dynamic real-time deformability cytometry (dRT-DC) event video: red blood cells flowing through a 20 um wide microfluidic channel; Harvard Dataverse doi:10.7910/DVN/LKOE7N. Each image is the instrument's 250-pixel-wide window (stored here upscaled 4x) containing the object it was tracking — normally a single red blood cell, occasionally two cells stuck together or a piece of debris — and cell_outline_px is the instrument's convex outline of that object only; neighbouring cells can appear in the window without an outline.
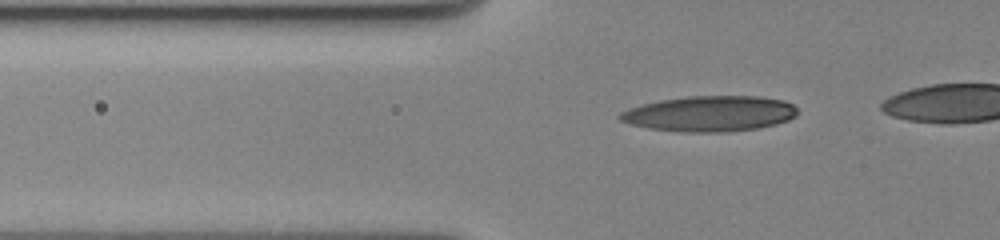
{"species": "human", "species_latin": "Homo sapiens", "temperature_condition": "cold", "stored_images_in_passage": 37, "camera_frame_rate_fps": 3000, "um_per_image_px": 0.085, "donor": {"sex": "female"}, "frame": {"image": 1, "passage_image": 5, "time_ms": 1.333, "image_size_px": [1000, 240], "cell_outline_px": [[796, 116], [788, 120], [776, 124], [756, 128], [724, 132], [684, 132], [648, 128], [628, 124], [620, 120], [616, 116], [620, 112], [628, 108], [640, 104], [660, 100], [688, 96], [760, 96], [784, 100], [792, 104], [796, 108]], "centroid_in_image_um": [60.29, 9.66], "position_along_channel_um": 65.5, "area_um2": 36.99}}
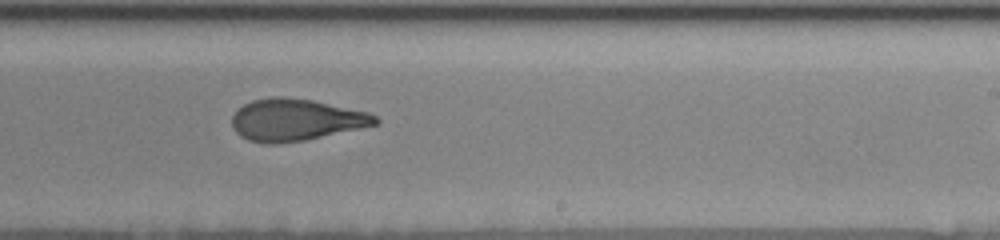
{"frame": {"image": 2, "passage_image": 23, "time_ms": 7.333, "image_size_px": [1000, 240], "cell_outline_px": [[380, 120], [376, 124], [360, 128], [304, 140], [276, 144], [264, 144], [248, 140], [240, 136], [232, 128], [232, 116], [244, 104], [252, 100], [272, 96], [280, 96], [312, 100], [368, 112], [376, 116]], "centroid_in_image_um": [25.1, 10.19], "position_along_channel_um": 263.9, "area_um2": 34.85}}
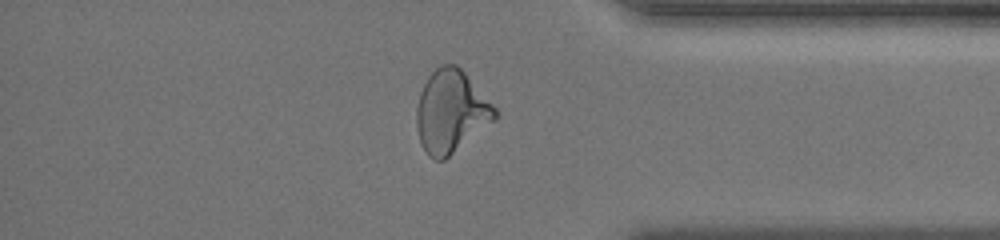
{"frame": {"image": 3, "passage_image": 35, "time_ms": 11.333, "image_size_px": [1000, 240], "cell_outline_px": [[496, 120], [444, 160], [436, 160], [428, 156], [420, 140], [416, 124], [416, 108], [420, 92], [428, 76], [440, 64], [456, 64], [464, 72], [496, 108]], "centroid_in_image_um": [38.32, 9.48], "position_along_channel_um": 396.9, "area_um2": 37.4}}